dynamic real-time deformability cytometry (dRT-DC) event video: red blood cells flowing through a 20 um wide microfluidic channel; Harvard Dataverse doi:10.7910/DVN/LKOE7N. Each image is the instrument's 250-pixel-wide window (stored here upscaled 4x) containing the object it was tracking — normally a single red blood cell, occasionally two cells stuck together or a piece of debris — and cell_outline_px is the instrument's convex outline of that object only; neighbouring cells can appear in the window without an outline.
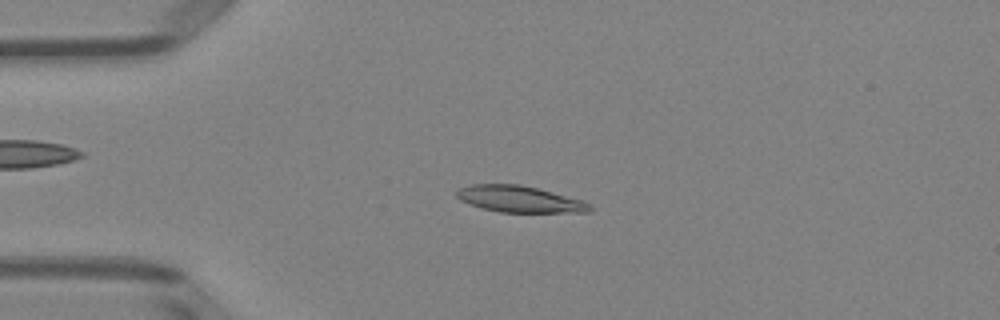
{"species": "Egyptian fruit bat (a non-hibernating species)", "species_latin": "Rousettus aegyptiacus", "temperature_condition": "room temperature", "stored_images_in_passage": 44, "camera_frame_rate_fps": 3000, "um_per_image_px": 0.085, "animal": {"sex": "female"}, "frame": {"image": 1, "passage_image": 6, "time_ms": 1.667, "image_size_px": [1000, 320], "cell_outline_px": [[592, 208], [588, 212], [500, 212], [480, 208], [468, 204], [460, 200], [456, 196], [456, 188], [472, 184], [520, 184], [536, 188], [580, 200], [592, 204]], "centroid_in_image_um": [44.08, 16.92], "position_along_channel_um": 40.9, "area_um2": 20.46}}
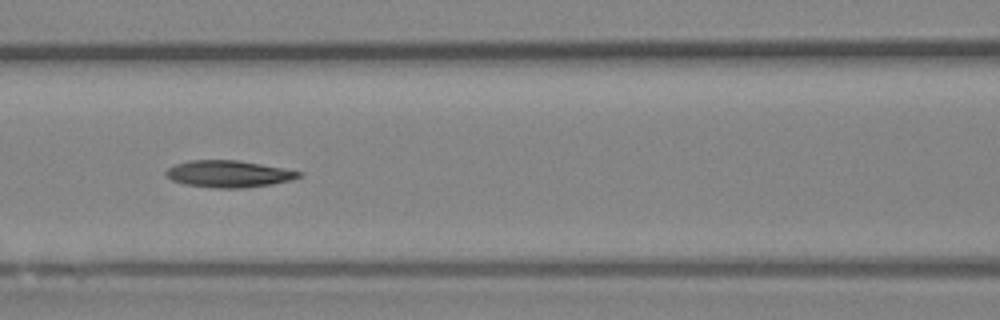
{"frame": {"image": 2, "passage_image": 16, "time_ms": 5.0, "image_size_px": [1000, 320], "cell_outline_px": [[304, 176], [292, 180], [272, 184], [244, 188], [212, 188], [184, 184], [172, 180], [164, 172], [168, 168], [176, 164], [188, 160], [236, 160], [260, 164], [304, 172]], "centroid_in_image_um": [19.46, 14.79], "position_along_channel_um": 147.1, "area_um2": 20.87}}
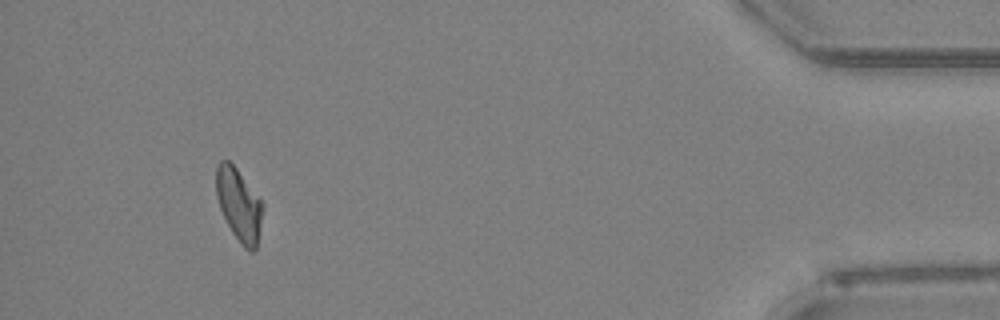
{"frame": {"image": 3, "passage_image": 41, "time_ms": 13.333, "image_size_px": [1000, 320], "cell_outline_px": [[264, 208], [256, 248], [252, 252], [248, 252], [244, 248], [232, 232], [220, 208], [216, 196], [216, 164], [220, 160], [228, 160], [236, 168], [264, 204]], "centroid_in_image_um": [20.31, 17.4], "position_along_channel_um": 414.9, "area_um2": 19.59}, "authors_computed_cell_mechanics": {"area_um2": 20.4901, "velocity_mm_per_s": 4.0019, "shape_relaxation_time_tau1_ms": 4.586, "shape_relaxation_time_tau2_ms": 5.1674, "deformation_change_tau1": 0.1554, "deformation_change_tau2": 0.1399}}